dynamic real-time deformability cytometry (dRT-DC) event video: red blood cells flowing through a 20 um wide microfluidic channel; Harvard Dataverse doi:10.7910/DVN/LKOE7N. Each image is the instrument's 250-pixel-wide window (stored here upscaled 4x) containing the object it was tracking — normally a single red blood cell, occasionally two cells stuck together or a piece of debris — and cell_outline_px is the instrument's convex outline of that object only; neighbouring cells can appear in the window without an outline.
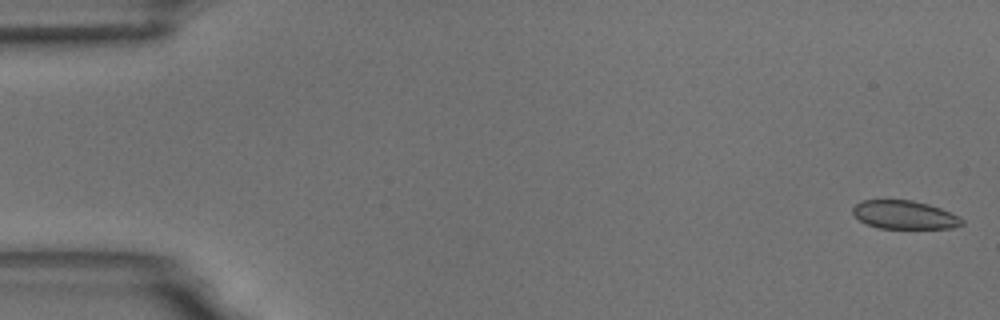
{"species": "common noctule bat (a hibernating species)", "species_latin": "Nyctalus noctula", "temperature_condition": "room temperature", "stored_images_in_passage": 55, "camera_frame_rate_fps": 3000, "um_per_image_px": 0.085, "animal": {"sex": "male", "body_mass_g": 18.8}, "frame": {"image": 1, "passage_image": 1, "time_ms": 0.0, "image_size_px": [1000, 320], "cell_outline_px": [[964, 224], [952, 228], [880, 228], [868, 224], [860, 220], [852, 212], [852, 208], [860, 200], [912, 200], [928, 204], [940, 208], [964, 220]], "centroid_in_image_um": [76.86, 18.25], "position_along_channel_um": 8.1, "area_um2": 17.86}}
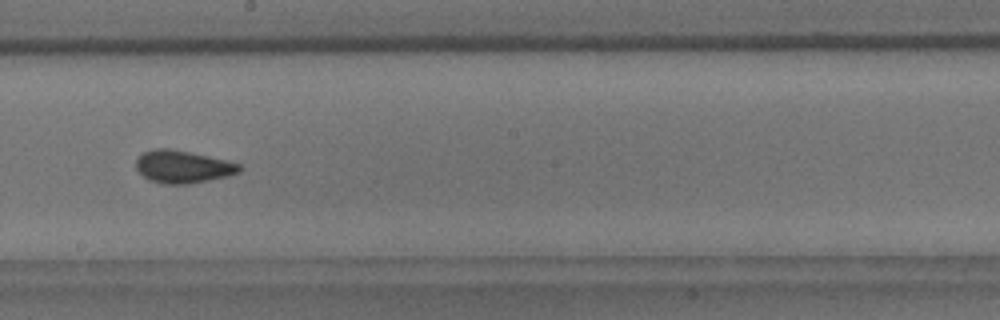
{"frame": {"image": 2, "passage_image": 31, "time_ms": 10.0, "image_size_px": [1000, 320], "cell_outline_px": [[244, 168], [240, 172], [228, 176], [188, 184], [164, 184], [148, 180], [136, 168], [136, 160], [144, 152], [152, 148], [168, 148], [228, 160], [240, 164]], "centroid_in_image_um": [15.56, 14.17], "position_along_channel_um": 232.6, "area_um2": 19.65}}
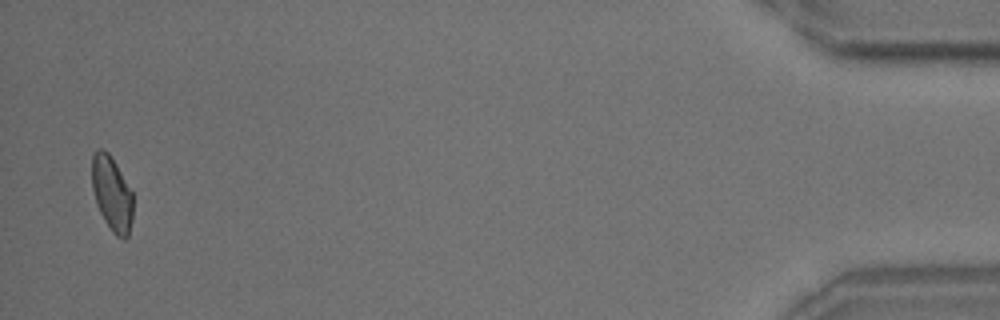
{"frame": {"image": 3, "passage_image": 54, "time_ms": 17.667, "image_size_px": [1000, 320], "cell_outline_px": [[132, 220], [128, 236], [124, 240], [116, 236], [112, 232], [104, 220], [96, 204], [92, 188], [92, 156], [96, 148], [104, 148], [112, 156], [132, 192]], "centroid_in_image_um": [9.5, 16.44], "position_along_channel_um": 425.7, "area_um2": 18.09}, "authors_computed_cell_mechanics": {"area_um2": 18.9584, "velocity_mm_per_s": 3.652, "shape_relaxation_time_tau1_ms": 4.8322, "shape_relaxation_time_tau2_ms": 1.4973, "deformation_change_tau1": 0.0838, "deformation_change_tau2": 0.0597}}